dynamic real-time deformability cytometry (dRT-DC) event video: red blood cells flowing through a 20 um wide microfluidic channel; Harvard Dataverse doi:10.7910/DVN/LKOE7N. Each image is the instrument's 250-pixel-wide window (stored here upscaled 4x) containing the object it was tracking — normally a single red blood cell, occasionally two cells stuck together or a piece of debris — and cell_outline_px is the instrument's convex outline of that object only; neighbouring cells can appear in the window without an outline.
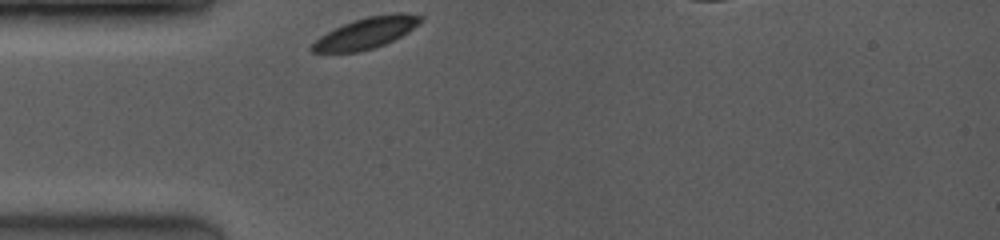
{"species": "common noctule bat (a hibernating species)", "species_latin": "Nyctalus noctula", "temperature_condition": "room temperature", "stored_images_in_passage": 4, "camera_frame_rate_fps": 3500, "um_per_image_px": 0.085, "animal": {"sex": "female", "body_mass_g": 19.0, "forearm_length_mm": 53.3}, "frame": {"image": 1, "passage_image": 1, "time_ms": 0.0, "image_size_px": [1000, 240], "cell_outline_px": [[424, 20], [420, 24], [408, 32], [384, 44], [360, 52], [312, 52], [308, 48], [320, 36], [352, 20], [368, 16], [396, 12], [404, 12], [424, 16]], "centroid_in_image_um": [31.16, 2.78], "position_along_channel_um": 53.8, "area_um2": 19.71}}